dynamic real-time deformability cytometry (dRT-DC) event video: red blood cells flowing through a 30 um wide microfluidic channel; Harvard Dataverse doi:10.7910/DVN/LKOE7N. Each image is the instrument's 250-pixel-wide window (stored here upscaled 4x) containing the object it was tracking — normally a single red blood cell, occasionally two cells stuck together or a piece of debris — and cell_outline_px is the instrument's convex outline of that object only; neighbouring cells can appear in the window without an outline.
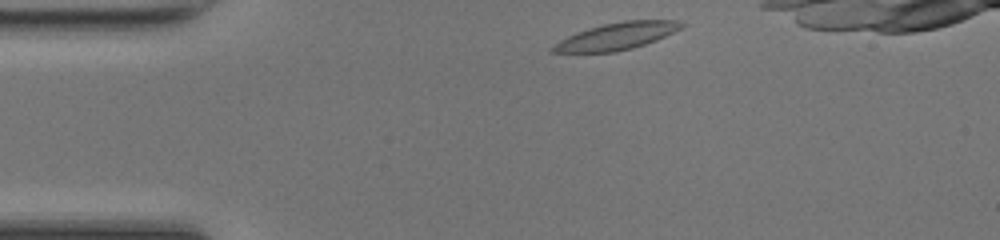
{"species": "common noctule bat (a hibernating species)", "species_latin": "Nyctalus noctula", "temperature_condition": "room temperature", "stored_images_in_passage": 37, "camera_frame_rate_fps": 3000, "um_per_image_px": 0.085, "animal": {"sex": "female", "body_mass_g": 17.0, "forearm_length_mm": 48.0}, "frame": {"image": 1, "passage_image": 1, "time_ms": 0.0, "image_size_px": [1000, 240], "cell_outline_px": [[684, 24], [680, 28], [656, 40], [632, 48], [616, 52], [548, 52], [560, 40], [576, 32], [588, 28], [604, 24], [624, 20], [680, 20]], "centroid_in_image_um": [52.41, 3.07], "position_along_channel_um": 32.6, "area_um2": 19.94}}
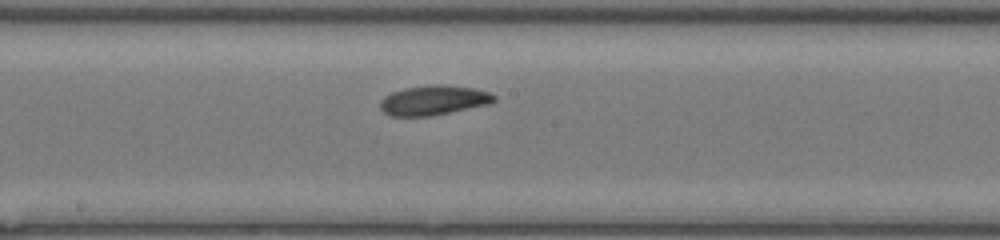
{"frame": {"image": 2, "passage_image": 17, "time_ms": 5.333, "image_size_px": [1000, 240], "cell_outline_px": [[496, 100], [488, 104], [432, 116], [392, 116], [384, 112], [380, 108], [380, 100], [384, 96], [392, 92], [404, 88], [436, 84], [440, 84], [476, 88], [488, 92], [496, 96]], "centroid_in_image_um": [36.85, 8.52], "position_along_channel_um": 211.4, "area_um2": 19.71}}
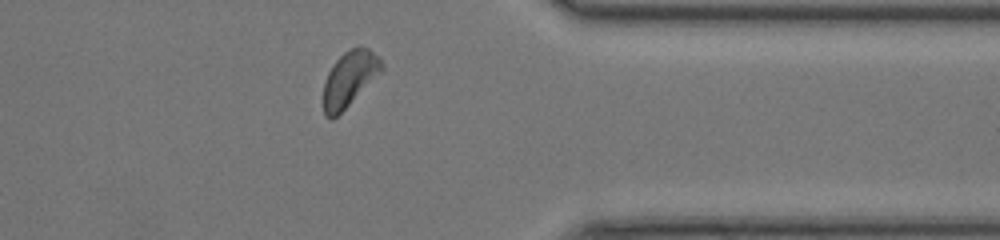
{"frame": {"image": 3, "passage_image": 30, "time_ms": 9.667, "image_size_px": [1000, 240], "cell_outline_px": [[384, 72], [332, 120], [324, 116], [324, 80], [332, 64], [344, 52], [360, 44], [368, 48], [380, 56], [384, 64]], "centroid_in_image_um": [29.76, 6.66], "position_along_channel_um": 381.6, "area_um2": 19.25}, "authors_computed_cell_mechanics": {"area_um2": 19.4208, "velocity_mm_per_s": 4.2252, "shape_relaxation_time_tau1_ms": 4.7613, "shape_relaxation_time_tau2_ms": 10.3834, "deformation_change_tau1": 0.1132, "deformation_change_tau2": 0.1953}}